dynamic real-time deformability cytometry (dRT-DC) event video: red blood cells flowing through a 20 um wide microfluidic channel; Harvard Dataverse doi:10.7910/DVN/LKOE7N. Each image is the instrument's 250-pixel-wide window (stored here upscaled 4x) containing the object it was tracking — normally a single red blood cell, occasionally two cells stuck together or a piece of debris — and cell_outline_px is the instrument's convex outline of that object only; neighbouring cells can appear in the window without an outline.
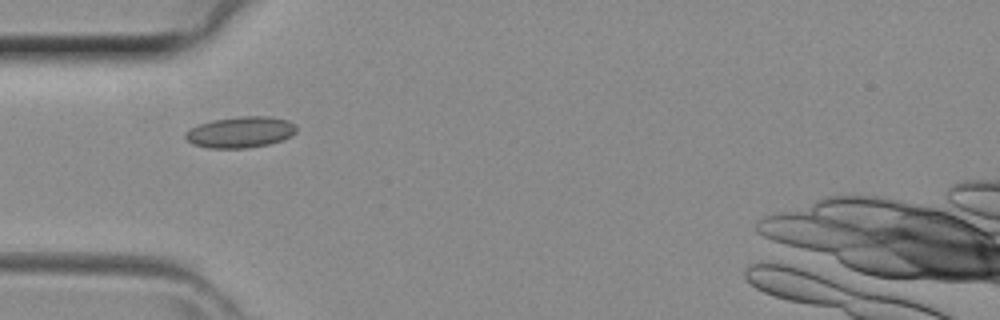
{"species": "common noctule bat (a hibernating species)", "species_latin": "Nyctalus noctula", "temperature_condition": "room temperature", "stored_images_in_passage": 30, "camera_frame_rate_fps": 3000, "um_per_image_px": 0.085, "animal": {"sex": "female", "body_mass_g": 29.2, "forearm_length_mm": 56.3}, "frame": {"image": 1, "passage_image": 2, "time_ms": 0.333, "image_size_px": [1000, 320], "cell_outline_px": [[296, 132], [292, 136], [284, 140], [268, 144], [248, 148], [208, 148], [192, 144], [184, 136], [184, 132], [200, 124], [212, 120], [240, 116], [268, 116], [288, 120], [296, 124]], "centroid_in_image_um": [20.47, 11.23], "position_along_channel_um": 64.5, "area_um2": 20.29}}
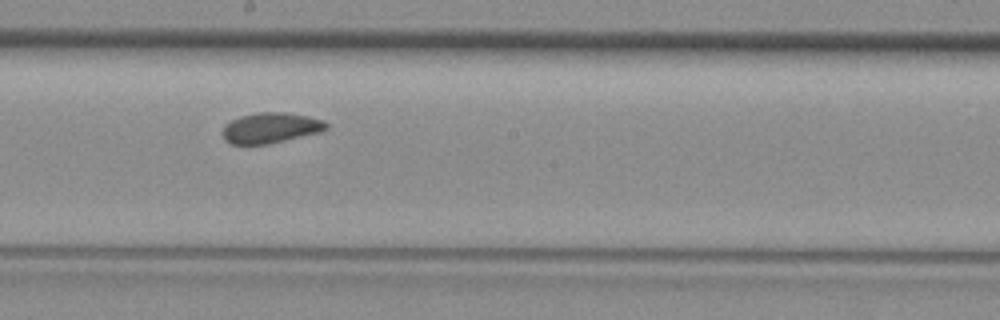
{"frame": {"image": 2, "passage_image": 12, "time_ms": 3.667, "image_size_px": [1000, 320], "cell_outline_px": [[328, 128], [320, 132], [268, 144], [232, 144], [224, 140], [224, 128], [232, 120], [240, 116], [260, 112], [284, 112], [308, 116], [324, 120], [328, 124]], "centroid_in_image_um": [23.05, 10.86], "position_along_channel_um": 225.2, "area_um2": 18.21}}
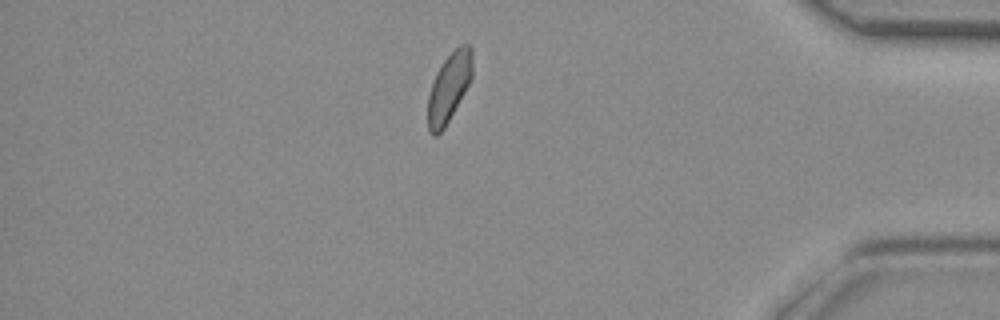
{"frame": {"image": 3, "passage_image": 25, "time_ms": 8.0, "image_size_px": [1000, 320], "cell_outline_px": [[472, 76], [464, 92], [444, 128], [436, 136], [432, 136], [428, 132], [428, 96], [436, 72], [444, 60], [460, 44], [468, 44], [472, 48]], "centroid_in_image_um": [38.15, 7.43], "position_along_channel_um": 397.0, "area_um2": 17.63}}